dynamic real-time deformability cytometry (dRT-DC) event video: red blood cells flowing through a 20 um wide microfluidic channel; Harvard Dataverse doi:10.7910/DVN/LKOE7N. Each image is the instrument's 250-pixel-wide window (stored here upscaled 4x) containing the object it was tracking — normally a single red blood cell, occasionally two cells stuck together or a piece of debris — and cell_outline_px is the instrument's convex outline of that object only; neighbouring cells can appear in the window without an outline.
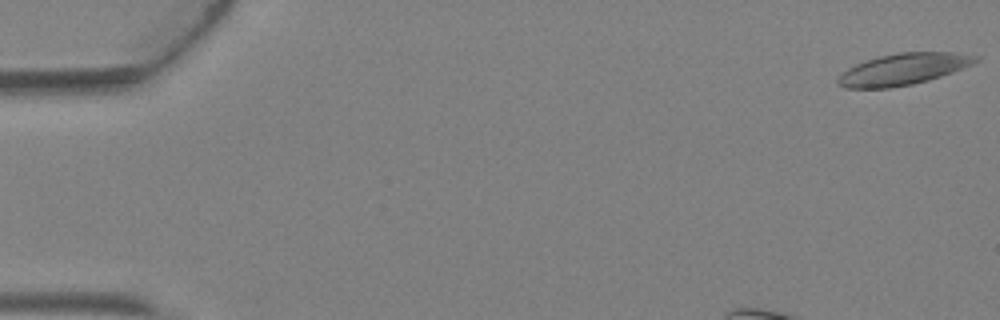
{"species": "Egyptian fruit bat (a non-hibernating species)", "species_latin": "Rousettus aegyptiacus", "temperature_condition": "warm", "stored_images_in_passage": 4, "camera_frame_rate_fps": 3000, "um_per_image_px": 0.085, "animal": {"sex": "female"}, "frame": {"image": 1, "passage_image": 1, "time_ms": 0.0, "image_size_px": [1000, 320], "cell_outline_px": [[980, 60], [972, 64], [952, 72], [928, 80], [912, 84], [892, 88], [844, 88], [836, 84], [836, 80], [848, 68], [856, 64], [880, 56], [900, 52], [952, 52], [980, 56]], "centroid_in_image_um": [76.78, 5.88], "position_along_channel_um": 8.2, "area_um2": 25.09}}